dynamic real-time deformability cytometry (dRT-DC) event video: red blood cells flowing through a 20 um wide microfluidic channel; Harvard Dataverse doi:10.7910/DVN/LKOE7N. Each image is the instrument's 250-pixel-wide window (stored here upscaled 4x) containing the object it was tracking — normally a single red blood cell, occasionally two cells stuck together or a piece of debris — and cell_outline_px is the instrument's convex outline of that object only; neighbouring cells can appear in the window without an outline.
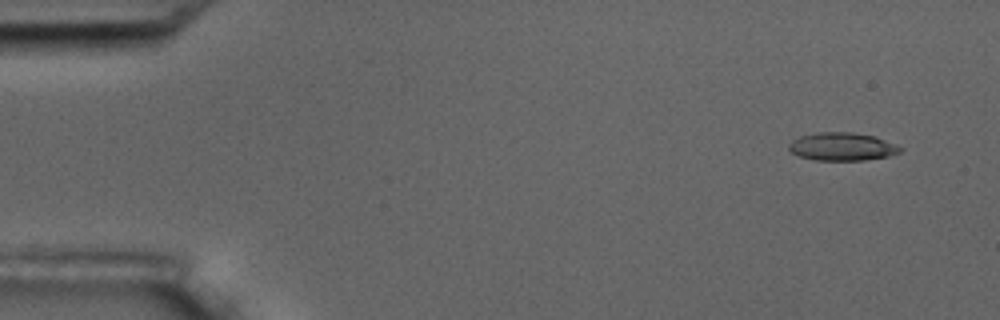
{"species": "common noctule bat (a hibernating species)", "species_latin": "Nyctalus noctula", "temperature_condition": "room temperature", "stored_images_in_passage": 3, "camera_frame_rate_fps": 3000, "um_per_image_px": 0.085, "animal": {"sex": "male", "body_mass_g": 17.5, "forearm_length_mm": 52.3}, "frame": {"image": 1, "passage_image": 1, "time_ms": 0.0, "image_size_px": [1000, 320], "cell_outline_px": [[904, 148], [900, 152], [888, 156], [864, 160], [816, 160], [800, 156], [792, 152], [788, 148], [788, 144], [792, 140], [800, 136], [816, 132], [852, 132], [876, 136], [896, 144]], "centroid_in_image_um": [71.6, 12.45], "position_along_channel_um": 13.4, "area_um2": 18.26}}